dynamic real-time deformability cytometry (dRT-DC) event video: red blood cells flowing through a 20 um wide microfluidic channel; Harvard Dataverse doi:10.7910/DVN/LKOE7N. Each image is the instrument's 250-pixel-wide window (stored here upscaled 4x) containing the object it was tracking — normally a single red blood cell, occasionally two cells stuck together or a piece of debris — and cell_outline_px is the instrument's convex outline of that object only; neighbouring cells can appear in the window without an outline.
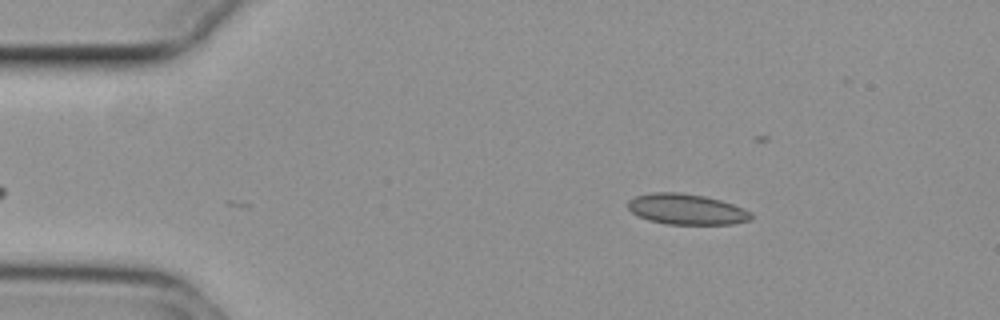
{"species": "common noctule bat (a hibernating species)", "species_latin": "Nyctalus noctula", "temperature_condition": "cold", "stored_images_in_passage": 6, "camera_frame_rate_fps": 3000, "um_per_image_px": 0.085, "animal": {"sex": "female", "body_mass_g": 29.2, "forearm_length_mm": 56.3}, "frame": {"image": 1, "passage_image": 1, "time_ms": 0.0, "image_size_px": [1000, 320], "cell_outline_px": [[752, 220], [732, 224], [668, 224], [648, 220], [632, 212], [628, 208], [628, 200], [636, 196], [652, 192], [680, 192], [704, 196], [720, 200], [744, 208], [752, 212]], "centroid_in_image_um": [58.38, 17.78], "position_along_channel_um": 26.6, "area_um2": 22.02}}